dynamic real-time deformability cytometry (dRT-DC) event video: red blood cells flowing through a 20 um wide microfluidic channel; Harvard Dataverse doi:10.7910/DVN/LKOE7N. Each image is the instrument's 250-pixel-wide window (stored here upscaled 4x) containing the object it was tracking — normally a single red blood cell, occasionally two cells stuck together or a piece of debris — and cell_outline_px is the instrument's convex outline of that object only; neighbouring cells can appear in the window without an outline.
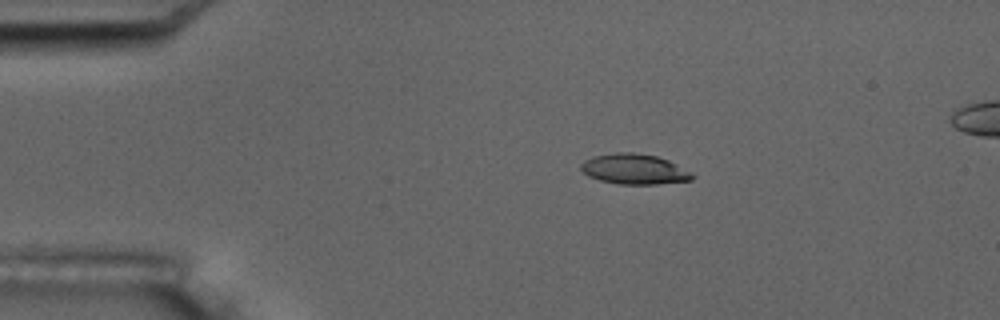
{"species": "common noctule bat (a hibernating species)", "species_latin": "Nyctalus noctula", "temperature_condition": "room temperature", "stored_images_in_passage": 6, "camera_frame_rate_fps": 3000, "um_per_image_px": 0.085, "animal": {"sex": "male", "body_mass_g": 17.5, "forearm_length_mm": 52.3}, "frame": {"image": 1, "passage_image": 3, "time_ms": 3.333, "image_size_px": [1000, 320], "cell_outline_px": [[696, 176], [692, 180], [656, 184], [620, 184], [600, 180], [588, 176], [580, 168], [580, 164], [584, 160], [592, 156], [616, 152], [632, 152], [656, 156], [668, 160], [692, 172]], "centroid_in_image_um": [53.92, 14.37], "position_along_channel_um": 31.1, "area_um2": 19.71}}